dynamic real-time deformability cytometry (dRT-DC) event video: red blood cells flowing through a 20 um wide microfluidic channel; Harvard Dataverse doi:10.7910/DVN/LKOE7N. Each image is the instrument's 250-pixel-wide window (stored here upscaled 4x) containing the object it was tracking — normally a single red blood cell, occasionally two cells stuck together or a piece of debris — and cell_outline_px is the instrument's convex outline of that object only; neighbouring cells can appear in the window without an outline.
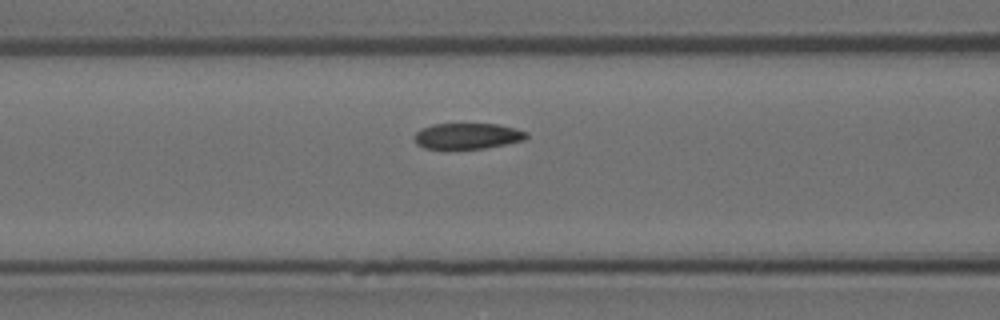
{"species": "Egyptian fruit bat (a non-hibernating species)", "species_latin": "Rousettus aegyptiacus", "temperature_condition": "room temperature", "stored_images_in_passage": 8, "segment_of_instrument_passage": [2, 2], "camera_frame_rate_fps": 3000, "um_per_image_px": 0.085, "animal": {"sex": "female"}, "frame": {"image": 1, "passage_image": 8, "time_ms": 2.333, "image_size_px": [1000, 320], "cell_outline_px": [[528, 136], [524, 140], [484, 148], [448, 152], [424, 148], [416, 144], [416, 132], [420, 128], [432, 124], [496, 124], [516, 128], [528, 132]], "centroid_in_image_um": [39.68, 11.6], "position_along_channel_um": 126.9, "area_um2": 17.57}}